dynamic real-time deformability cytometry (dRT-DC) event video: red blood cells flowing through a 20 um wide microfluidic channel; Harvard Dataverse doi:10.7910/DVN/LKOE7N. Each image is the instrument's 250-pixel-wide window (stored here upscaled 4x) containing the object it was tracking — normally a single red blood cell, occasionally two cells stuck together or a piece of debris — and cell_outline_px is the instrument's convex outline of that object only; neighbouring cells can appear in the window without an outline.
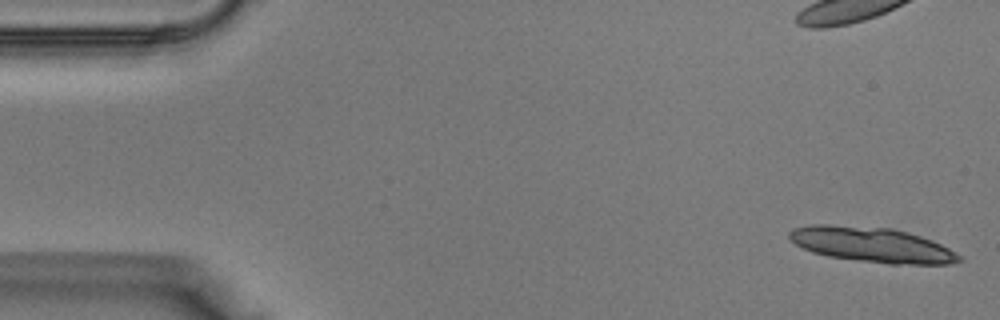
{"species": "Egyptian fruit bat (a non-hibernating species)", "species_latin": "Rousettus aegyptiacus", "temperature_condition": "warm", "stored_images_in_passage": 14, "camera_frame_rate_fps": 3000, "um_per_image_px": 0.085, "animal": {"sex": "male"}, "frame": {"image": 1, "passage_image": 1, "time_ms": 0.0, "image_size_px": [1000, 320], "cell_outline_px": [[964, 260], [948, 264], [888, 264], [828, 256], [812, 252], [796, 244], [788, 236], [788, 232], [792, 228], [812, 224], [828, 224], [892, 228], [908, 232], [932, 240], [948, 248], [960, 256]], "centroid_in_image_um": [74.1, 20.79], "position_along_channel_um": 10.9, "area_um2": 34.62}}